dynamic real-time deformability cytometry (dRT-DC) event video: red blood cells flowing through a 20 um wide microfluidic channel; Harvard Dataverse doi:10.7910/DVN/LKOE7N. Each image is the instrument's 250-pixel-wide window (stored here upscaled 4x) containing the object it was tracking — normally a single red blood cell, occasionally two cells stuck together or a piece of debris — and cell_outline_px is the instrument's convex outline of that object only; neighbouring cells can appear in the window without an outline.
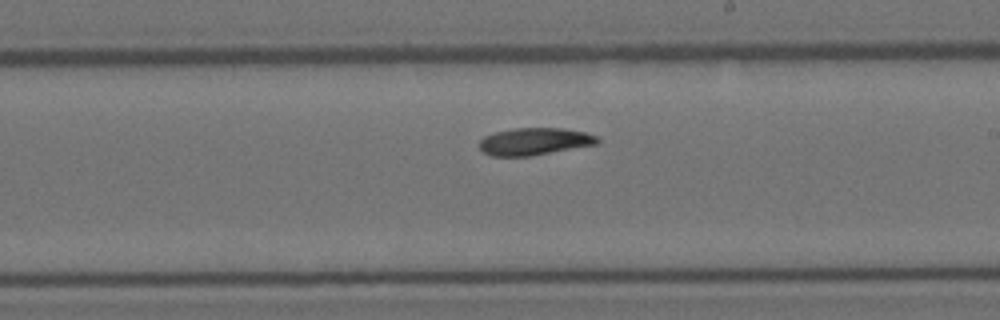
{"species": "Egyptian fruit bat (a non-hibernating species)", "species_latin": "Rousettus aegyptiacus", "temperature_condition": "room temperature", "stored_images_in_passage": 12, "camera_frame_rate_fps": 3000, "um_per_image_px": 0.085, "animal": {"sex": "female"}, "frame": {"image": 1, "passage_image": 12, "time_ms": 3.667, "image_size_px": [1000, 320], "cell_outline_px": [[600, 140], [596, 144], [528, 156], [492, 156], [484, 152], [480, 148], [480, 140], [484, 136], [496, 132], [516, 128], [564, 128], [584, 132], [596, 136]], "centroid_in_image_um": [45.41, 12.02], "position_along_channel_um": 243.6, "area_um2": 18.44}}